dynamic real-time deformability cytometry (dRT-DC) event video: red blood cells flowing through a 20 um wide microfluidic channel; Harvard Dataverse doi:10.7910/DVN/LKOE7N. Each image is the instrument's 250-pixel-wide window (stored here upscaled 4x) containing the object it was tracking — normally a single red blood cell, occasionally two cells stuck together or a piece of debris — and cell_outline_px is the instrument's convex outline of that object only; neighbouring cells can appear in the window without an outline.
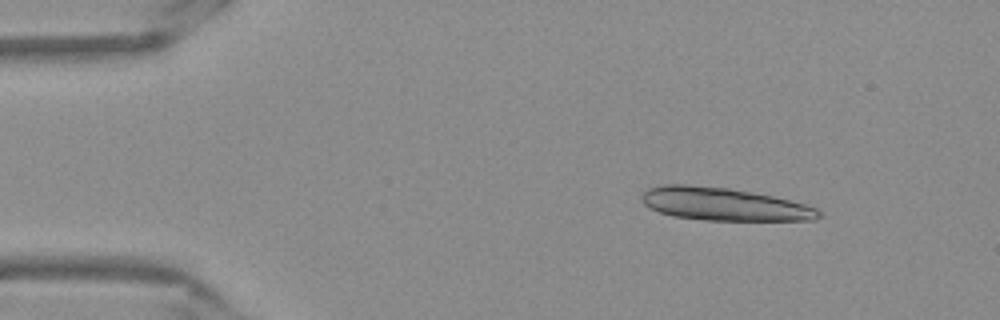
{"species": "Egyptian fruit bat (a non-hibernating species)", "species_latin": "Rousettus aegyptiacus", "temperature_condition": "warm", "stored_images_in_passage": 52, "segment_of_instrument_passage": [1, 2], "camera_frame_rate_fps": 3000, "um_per_image_px": 0.085, "frame": {"image": 1, "passage_image": 6, "time_ms": 1.667, "image_size_px": [1000, 320], "cell_outline_px": [[820, 216], [816, 220], [704, 220], [672, 216], [648, 208], [644, 204], [640, 196], [648, 188], [664, 184], [684, 184], [728, 188], [752, 192], [772, 196], [804, 204], [816, 208], [820, 212]], "centroid_in_image_um": [61.48, 17.35], "position_along_channel_um": 23.5, "area_um2": 33.76}}